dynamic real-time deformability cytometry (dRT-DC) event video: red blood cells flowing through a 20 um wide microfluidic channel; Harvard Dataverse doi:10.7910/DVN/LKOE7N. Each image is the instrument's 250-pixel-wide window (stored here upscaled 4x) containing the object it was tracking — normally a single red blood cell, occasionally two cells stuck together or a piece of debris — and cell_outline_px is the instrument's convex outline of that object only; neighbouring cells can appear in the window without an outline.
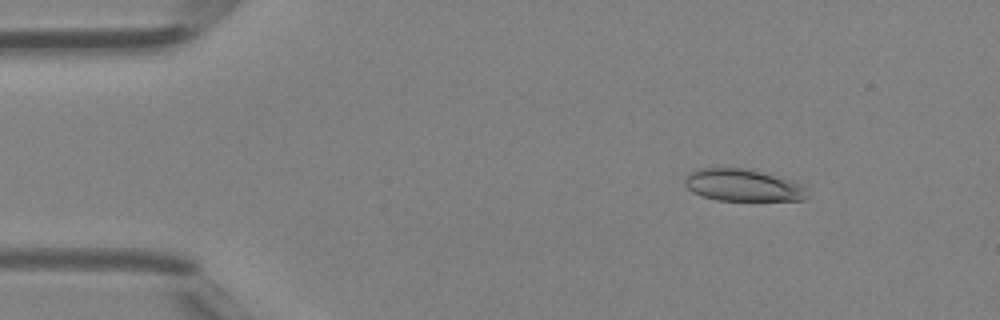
{"species": "Egyptian fruit bat (a non-hibernating species)", "species_latin": "Rousettus aegyptiacus", "temperature_condition": "room temperature", "stored_images_in_passage": 44, "camera_frame_rate_fps": 3000, "um_per_image_px": 0.085, "animal": {"sex": "female"}, "frame": {"image": 1, "passage_image": 3, "time_ms": 0.667, "image_size_px": [1000, 320], "cell_outline_px": [[808, 196], [804, 200], [716, 200], [692, 192], [684, 184], [684, 176], [688, 172], [700, 168], [744, 168], [760, 172], [804, 184]], "centroid_in_image_um": [63.11, 15.74], "position_along_channel_um": 21.9, "area_um2": 22.83}}
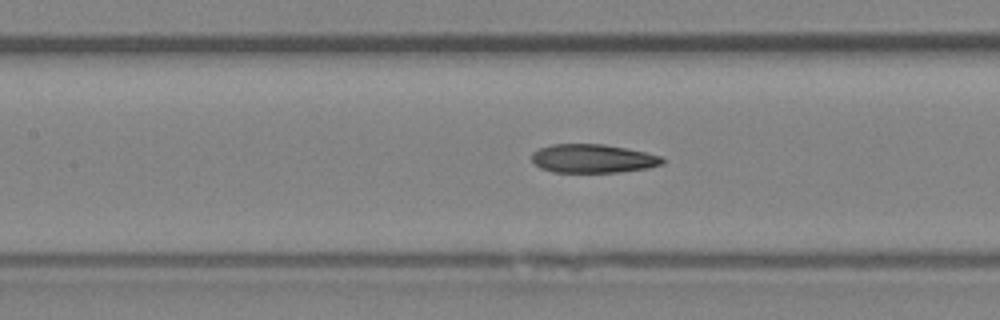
{"frame": {"image": 2, "passage_image": 18, "time_ms": 5.667, "image_size_px": [1000, 320], "cell_outline_px": [[664, 164], [648, 168], [620, 172], [552, 172], [540, 168], [532, 160], [532, 152], [540, 148], [552, 144], [604, 144], [628, 148], [660, 156], [664, 160]], "centroid_in_image_um": [50.4, 13.48], "position_along_channel_um": 157.0, "area_um2": 21.85}}
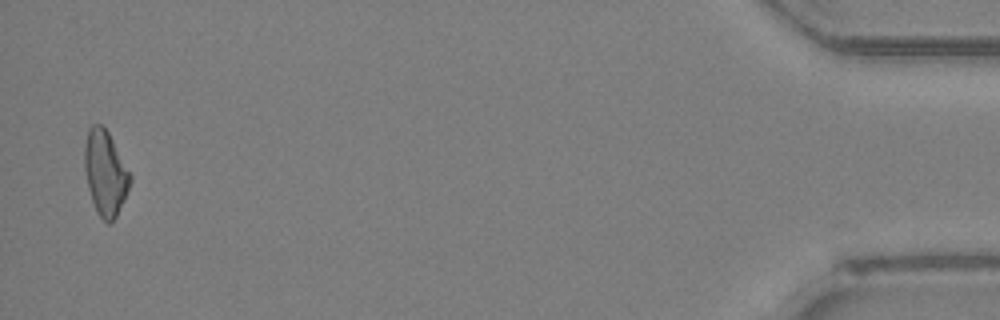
{"frame": {"image": 3, "passage_image": 43, "time_ms": 14.0, "image_size_px": [1000, 320], "cell_outline_px": [[132, 180], [116, 216], [108, 224], [96, 212], [88, 188], [84, 168], [84, 144], [88, 128], [92, 124], [100, 124], [108, 132], [132, 176]], "centroid_in_image_um": [8.93, 14.68], "position_along_channel_um": 426.3, "area_um2": 22.37}, "authors_computed_cell_mechanics": {"area_um2": 22.3397, "velocity_mm_per_s": 4.3376, "shape_relaxation_time_tau1_ms": null, "shape_relaxation_time_tau2_ms": 4.4357, "deformation_change_tau1": null, "deformation_change_tau2": 0.1298}}